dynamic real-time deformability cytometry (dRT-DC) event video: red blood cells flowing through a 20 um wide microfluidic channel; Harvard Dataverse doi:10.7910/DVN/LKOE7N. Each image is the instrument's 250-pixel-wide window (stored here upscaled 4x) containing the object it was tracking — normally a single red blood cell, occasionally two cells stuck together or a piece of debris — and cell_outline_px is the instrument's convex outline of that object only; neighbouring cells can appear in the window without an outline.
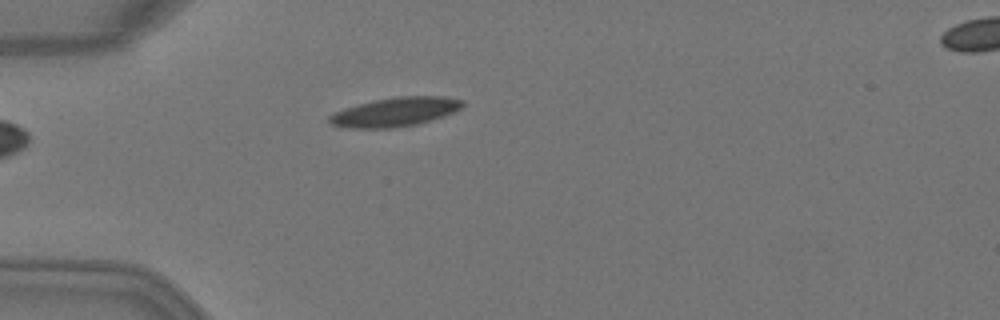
{"species": "Egyptian fruit bat (a non-hibernating species)", "species_latin": "Rousettus aegyptiacus", "temperature_condition": "warm", "stored_images_in_passage": 6, "camera_frame_rate_fps": 3000, "um_per_image_px": 0.085, "animal": {"sex": "female"}, "frame": {"image": 1, "passage_image": 5, "time_ms": 1.333, "image_size_px": [1000, 320], "cell_outline_px": [[464, 104], [456, 112], [444, 116], [416, 124], [392, 128], [340, 128], [332, 124], [328, 120], [328, 116], [344, 108], [376, 100], [396, 96], [444, 96], [464, 100]], "centroid_in_image_um": [33.6, 9.52], "position_along_channel_um": 51.4, "area_um2": 22.54}}